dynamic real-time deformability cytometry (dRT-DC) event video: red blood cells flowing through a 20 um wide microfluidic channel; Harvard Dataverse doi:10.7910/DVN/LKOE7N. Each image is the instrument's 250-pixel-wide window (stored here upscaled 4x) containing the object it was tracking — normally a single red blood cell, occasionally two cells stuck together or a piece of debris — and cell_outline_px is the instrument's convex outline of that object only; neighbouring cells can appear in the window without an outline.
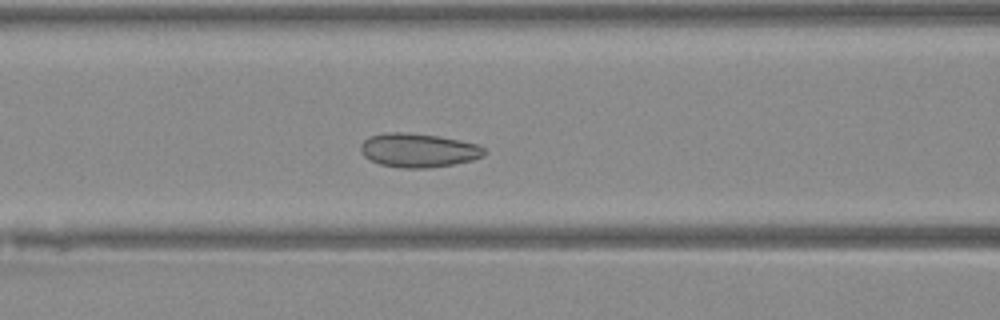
{"species": "Egyptian fruit bat (a non-hibernating species)", "species_latin": "Rousettus aegyptiacus", "temperature_condition": "warm", "stored_images_in_passage": 42, "camera_frame_rate_fps": 3000, "um_per_image_px": 0.085, "animal": {"sex": "female"}, "frame": {"image": 1, "passage_image": 14, "time_ms": 4.333, "image_size_px": [1000, 320], "cell_outline_px": [[488, 152], [484, 156], [472, 160], [452, 164], [428, 168], [400, 168], [380, 164], [364, 156], [360, 148], [360, 144], [368, 136], [388, 132], [404, 132], [440, 136], [460, 140], [476, 144], [484, 148]], "centroid_in_image_um": [35.57, 12.77], "position_along_channel_um": 131.0, "area_um2": 24.51}}
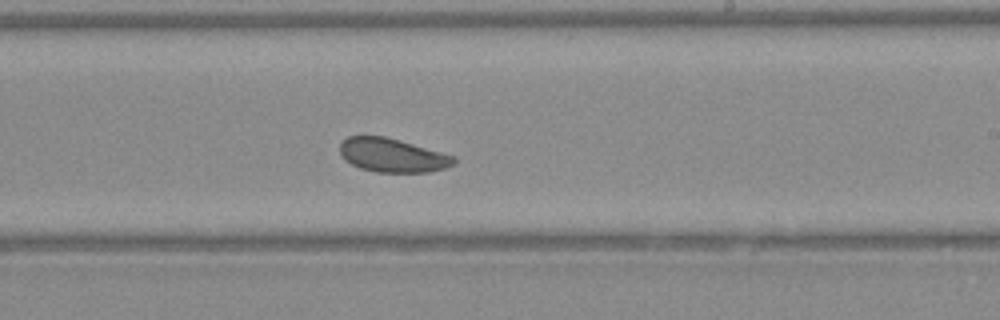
{"frame": {"image": 2, "passage_image": 23, "time_ms": 7.333, "image_size_px": [1000, 320], "cell_outline_px": [[456, 164], [444, 168], [428, 172], [376, 172], [360, 168], [344, 160], [340, 152], [340, 144], [348, 136], [384, 136], [456, 156]], "centroid_in_image_um": [33.36, 13.2], "position_along_channel_um": 255.6, "area_um2": 22.37}}
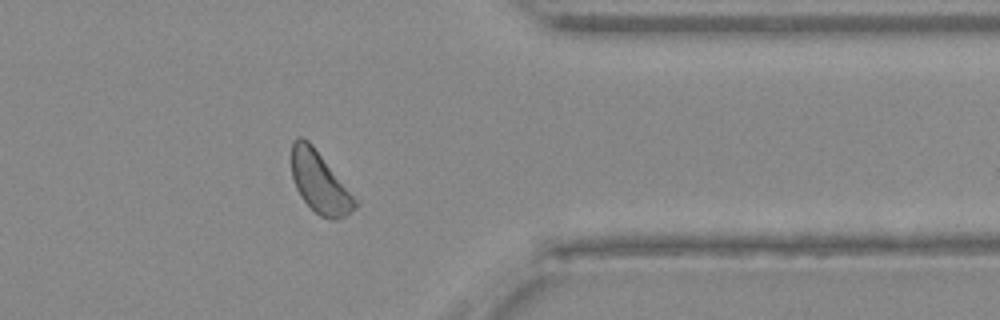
{"frame": {"image": 3, "passage_image": 33, "time_ms": 10.667, "image_size_px": [1000, 320], "cell_outline_px": [[360, 204], [344, 216], [336, 220], [332, 220], [320, 216], [300, 196], [296, 188], [292, 176], [292, 140], [296, 136], [300, 136], [308, 140], [312, 144], [360, 200]], "centroid_in_image_um": [27.22, 15.49], "position_along_channel_um": 384.2, "area_um2": 23.06}}